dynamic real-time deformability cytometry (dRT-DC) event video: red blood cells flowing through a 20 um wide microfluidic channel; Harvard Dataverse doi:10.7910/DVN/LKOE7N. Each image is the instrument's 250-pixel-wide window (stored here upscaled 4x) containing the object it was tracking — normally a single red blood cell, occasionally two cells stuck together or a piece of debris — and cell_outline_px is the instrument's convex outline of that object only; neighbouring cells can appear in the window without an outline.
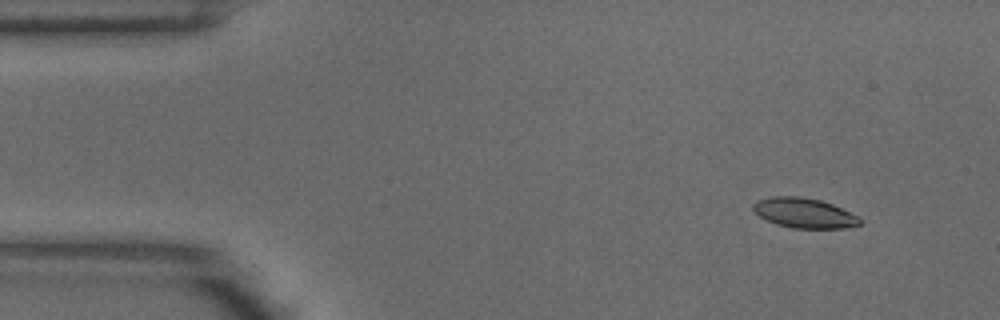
{"species": "common noctule bat (a hibernating species)", "species_latin": "Nyctalus noctula", "temperature_condition": "warm", "stored_images_in_passage": 6, "camera_frame_rate_fps": 3000, "um_per_image_px": 0.085, "animal": {"sex": "male", "body_mass_g": 18.8}, "frame": {"image": 1, "passage_image": 2, "time_ms": 0.333, "image_size_px": [1000, 320], "cell_outline_px": [[864, 220], [860, 224], [844, 228], [792, 228], [776, 224], [760, 216], [752, 208], [752, 204], [756, 200], [772, 196], [796, 196], [820, 200], [832, 204]], "centroid_in_image_um": [68.33, 18.1], "position_along_channel_um": 16.7, "area_um2": 18.44}}
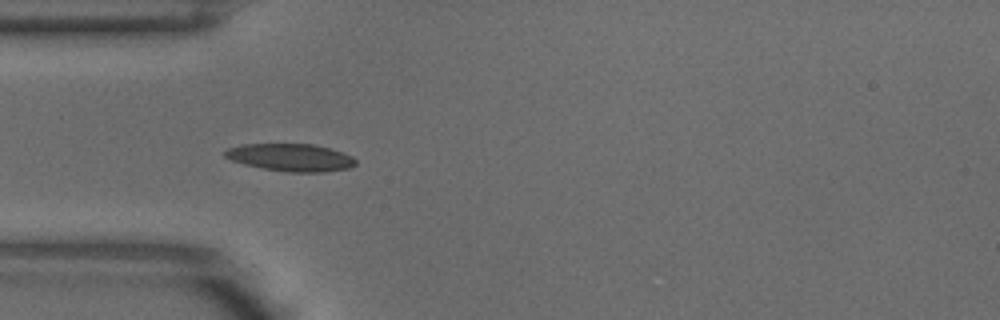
{"frame": {"image": 2, "passage_image": 4, "time_ms": 1.0, "image_size_px": [1000, 320], "cell_outline_px": [[356, 164], [348, 168], [324, 172], [288, 172], [264, 168], [244, 164], [232, 160], [224, 156], [224, 152], [228, 148], [240, 144], [312, 144], [344, 152], [352, 156], [356, 160]], "centroid_in_image_um": [24.72, 13.38], "position_along_channel_um": 60.3, "area_um2": 20.87}}